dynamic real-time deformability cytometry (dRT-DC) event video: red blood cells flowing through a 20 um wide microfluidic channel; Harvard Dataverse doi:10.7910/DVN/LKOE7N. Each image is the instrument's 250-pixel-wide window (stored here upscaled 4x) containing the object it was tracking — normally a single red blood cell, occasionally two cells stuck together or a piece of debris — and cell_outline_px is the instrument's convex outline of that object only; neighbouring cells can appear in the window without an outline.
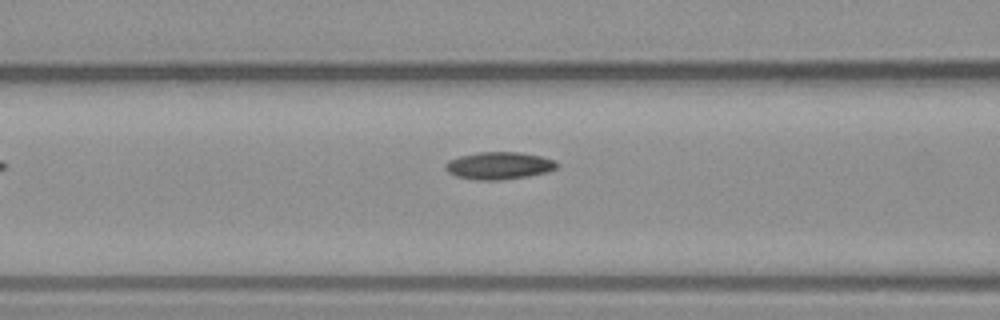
{"species": "common noctule bat (a hibernating species)", "species_latin": "Nyctalus noctula", "temperature_condition": "warm", "stored_images_in_passage": 6, "segment_of_instrument_passage": [1, 2], "camera_frame_rate_fps": 3000, "um_per_image_px": 0.085, "animal": {"sex": "male", "body_mass_g": 23.1, "forearm_length_mm": 52.7}, "frame": {"image": 1, "passage_image": 5, "time_ms": 5.0, "image_size_px": [1000, 320], "cell_outline_px": [[560, 164], [556, 168], [548, 172], [528, 176], [500, 180], [476, 180], [456, 176], [448, 172], [444, 168], [444, 164], [448, 160], [460, 156], [476, 152], [520, 152], [540, 156], [556, 160]], "centroid_in_image_um": [42.42, 14.07], "position_along_channel_um": 124.2, "area_um2": 17.98}}